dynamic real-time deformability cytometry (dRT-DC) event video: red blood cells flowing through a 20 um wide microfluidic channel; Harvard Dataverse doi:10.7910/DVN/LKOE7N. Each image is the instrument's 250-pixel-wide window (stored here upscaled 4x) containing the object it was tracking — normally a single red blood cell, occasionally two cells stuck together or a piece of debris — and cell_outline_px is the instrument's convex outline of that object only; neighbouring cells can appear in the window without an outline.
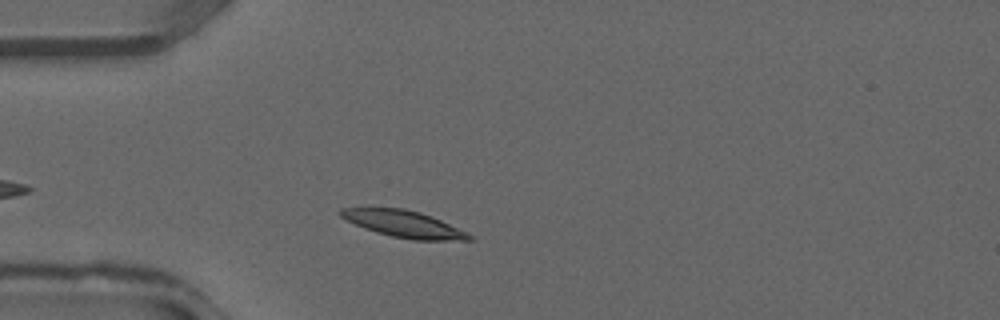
{"species": "common noctule bat (a hibernating species)", "species_latin": "Nyctalus noctula", "temperature_condition": "warm", "stored_images_in_passage": 28, "camera_frame_rate_fps": 3000, "um_per_image_px": 0.085, "animal": {"sex": "male", "forearm_length_mm": 52.5}, "frame": {"image": 1, "passage_image": 5, "time_ms": 1.333, "image_size_px": [1000, 320], "cell_outline_px": [[472, 240], [412, 240], [392, 236], [376, 232], [364, 228], [340, 216], [336, 212], [340, 208], [404, 208], [420, 212], [432, 216], [468, 232], [472, 236]], "centroid_in_image_um": [34.33, 19.03], "position_along_channel_um": 50.7, "area_um2": 20.0}}
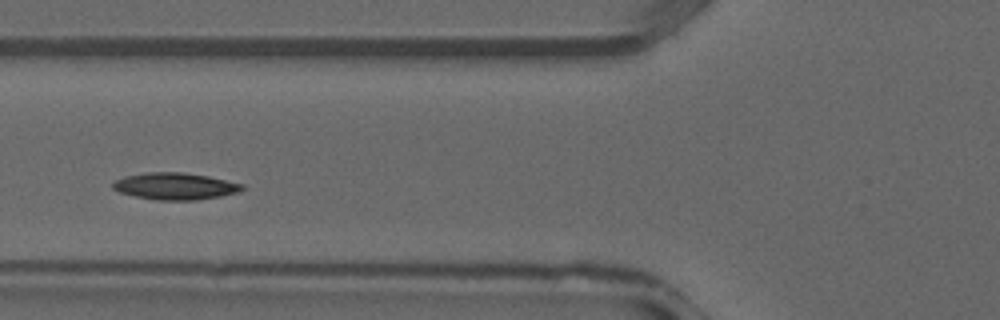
{"frame": {"image": 2, "passage_image": 9, "time_ms": 2.667, "image_size_px": [1000, 320], "cell_outline_px": [[244, 188], [236, 192], [220, 196], [196, 200], [156, 200], [136, 196], [120, 192], [112, 188], [112, 184], [116, 180], [124, 176], [148, 172], [184, 172], [208, 176], [244, 184]], "centroid_in_image_um": [14.87, 15.82], "position_along_channel_um": 110.9, "area_um2": 20.11}}